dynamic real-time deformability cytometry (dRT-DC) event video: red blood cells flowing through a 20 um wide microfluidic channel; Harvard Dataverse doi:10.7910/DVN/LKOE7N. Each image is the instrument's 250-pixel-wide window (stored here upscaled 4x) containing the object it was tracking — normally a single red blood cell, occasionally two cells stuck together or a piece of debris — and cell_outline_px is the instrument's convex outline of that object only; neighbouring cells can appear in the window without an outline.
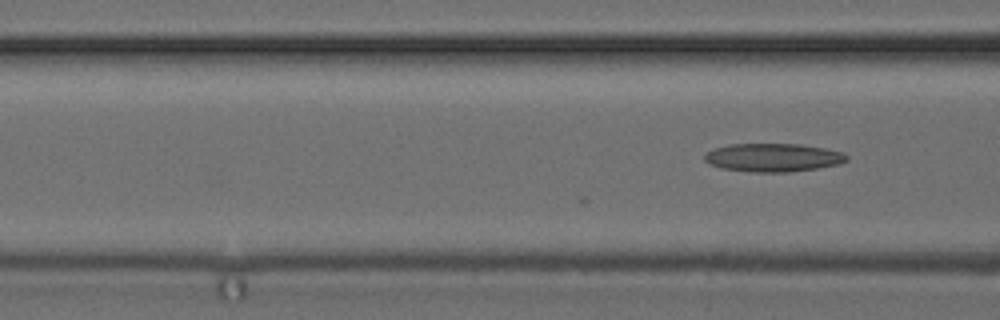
{"species": "common noctule bat (a hibernating species)", "species_latin": "Nyctalus noctula", "temperature_condition": "cold", "stored_images_in_passage": 5, "camera_frame_rate_fps": 3000, "um_per_image_px": 0.085, "animal": {"sex": "female", "body_mass_g": 24.6, "forearm_length_mm": 56.2}, "frame": {"image": 1, "passage_image": 5, "time_ms": 1.333, "image_size_px": [1000, 320], "cell_outline_px": [[848, 160], [840, 164], [816, 168], [788, 172], [752, 172], [720, 168], [704, 160], [704, 156], [712, 148], [728, 144], [800, 144], [824, 148], [844, 152], [848, 156]], "centroid_in_image_um": [65.72, 13.38], "position_along_channel_um": 100.9, "area_um2": 23.52}}